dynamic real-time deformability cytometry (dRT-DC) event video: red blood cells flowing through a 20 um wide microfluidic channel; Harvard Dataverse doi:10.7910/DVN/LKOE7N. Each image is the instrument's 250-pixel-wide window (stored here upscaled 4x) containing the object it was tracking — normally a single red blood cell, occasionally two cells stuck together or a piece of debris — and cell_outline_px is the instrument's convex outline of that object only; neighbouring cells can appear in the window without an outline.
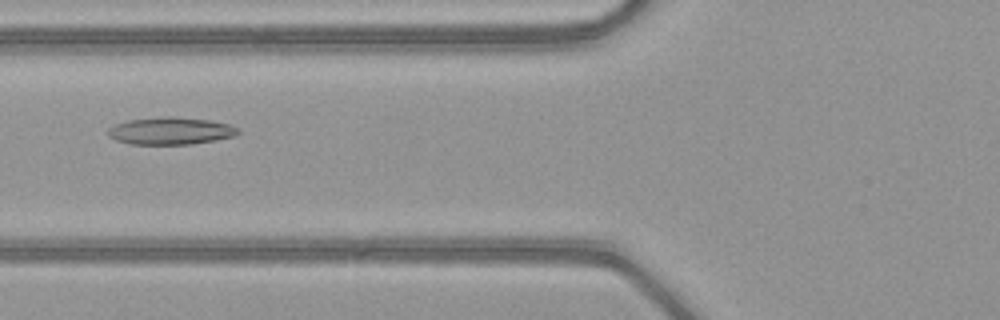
{"species": "common noctule bat (a hibernating species)", "species_latin": "Nyctalus noctula", "temperature_condition": "warm", "stored_images_in_passage": 34, "camera_frame_rate_fps": 3000, "um_per_image_px": 0.085, "animal": {"sex": "female", "body_mass_g": 21.9}, "frame": {"image": 1, "passage_image": 4, "time_ms": 1.0, "image_size_px": [1000, 320], "cell_outline_px": [[240, 132], [236, 136], [216, 140], [192, 144], [128, 144], [116, 140], [108, 136], [108, 128], [116, 124], [128, 120], [164, 116], [172, 116], [208, 120], [228, 124], [240, 128]], "centroid_in_image_um": [14.52, 11.13], "position_along_channel_um": 111.3, "area_um2": 20.81}}
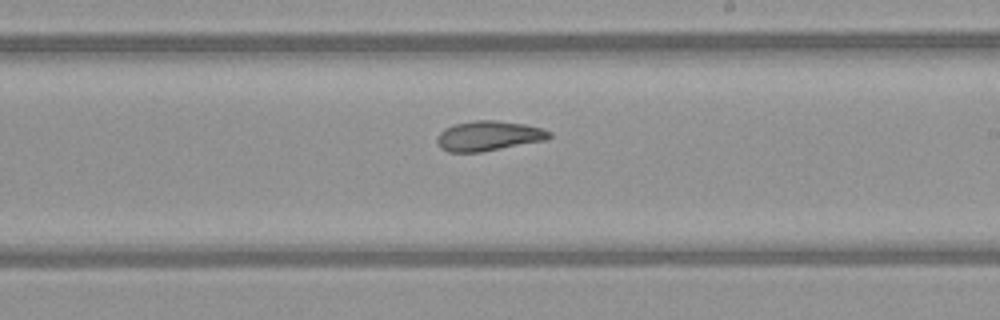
{"frame": {"image": 2, "passage_image": 14, "time_ms": 4.333, "image_size_px": [1000, 320], "cell_outline_px": [[552, 136], [548, 140], [480, 152], [448, 152], [440, 148], [436, 144], [436, 136], [444, 128], [456, 124], [472, 120], [496, 120], [524, 124], [540, 128], [552, 132]], "centroid_in_image_um": [41.51, 11.55], "position_along_channel_um": 247.5, "area_um2": 19.77}}
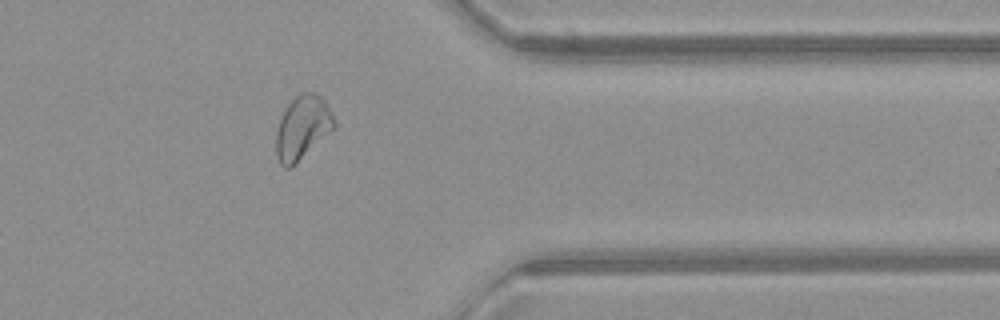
{"frame": {"image": 3, "passage_image": 25, "time_ms": 8.0, "image_size_px": [1000, 320], "cell_outline_px": [[336, 128], [292, 168], [284, 168], [280, 164], [276, 156], [276, 132], [284, 108], [300, 92], [312, 92], [320, 96], [324, 100], [336, 124]], "centroid_in_image_um": [25.7, 10.88], "position_along_channel_um": 385.7, "area_um2": 21.73}, "authors_computed_cell_mechanics": {"area_um2": 20.0277, "velocity_mm_per_s": 4.0724, "shape_relaxation_time_tau1_ms": null, "shape_relaxation_time_tau2_ms": 2.7913, "deformation_change_tau1": null, "deformation_change_tau2": 0.0923}}